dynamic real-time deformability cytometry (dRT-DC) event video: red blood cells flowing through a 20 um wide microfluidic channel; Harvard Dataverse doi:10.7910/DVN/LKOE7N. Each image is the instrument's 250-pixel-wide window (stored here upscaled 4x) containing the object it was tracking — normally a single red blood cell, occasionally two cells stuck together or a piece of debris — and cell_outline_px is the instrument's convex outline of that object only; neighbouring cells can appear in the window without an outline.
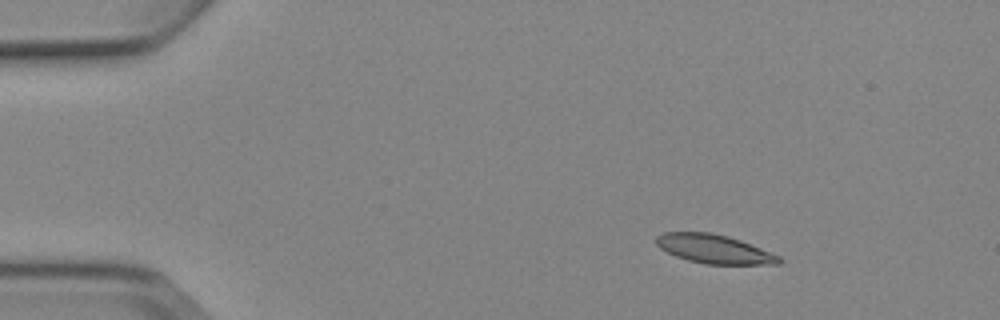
{"species": "Egyptian fruit bat (a non-hibernating species)", "species_latin": "Rousettus aegyptiacus", "temperature_condition": "cold", "stored_images_in_passage": 5, "camera_frame_rate_fps": 3000, "um_per_image_px": 0.085, "animal": {"sex": "female"}, "frame": {"image": 1, "passage_image": 2, "time_ms": 1.333, "image_size_px": [1000, 320], "cell_outline_px": [[784, 260], [780, 264], [704, 264], [688, 260], [676, 256], [660, 248], [656, 244], [656, 236], [664, 232], [712, 232], [728, 236], [740, 240], [780, 256]], "centroid_in_image_um": [60.71, 21.16], "position_along_channel_um": 24.3, "area_um2": 20.63}}
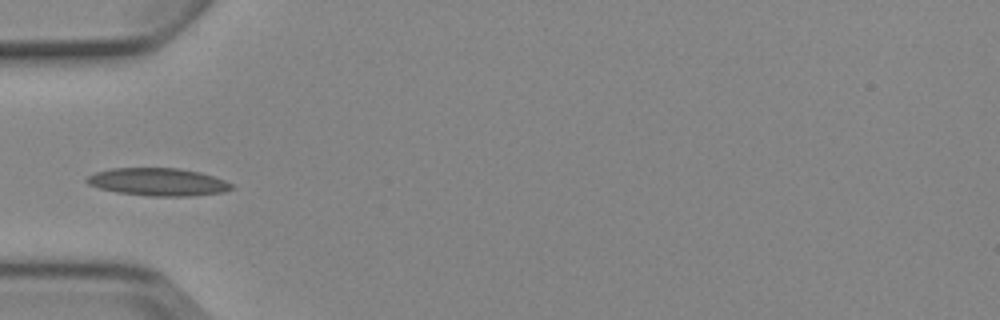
{"frame": {"image": 2, "passage_image": 5, "time_ms": 4.667, "image_size_px": [1000, 320], "cell_outline_px": [[232, 188], [224, 192], [192, 196], [148, 196], [116, 192], [100, 188], [88, 184], [84, 180], [88, 176], [96, 172], [112, 168], [180, 168], [200, 172], [224, 180], [232, 184]], "centroid_in_image_um": [13.42, 15.46], "position_along_channel_um": 71.6, "area_um2": 23.35}}